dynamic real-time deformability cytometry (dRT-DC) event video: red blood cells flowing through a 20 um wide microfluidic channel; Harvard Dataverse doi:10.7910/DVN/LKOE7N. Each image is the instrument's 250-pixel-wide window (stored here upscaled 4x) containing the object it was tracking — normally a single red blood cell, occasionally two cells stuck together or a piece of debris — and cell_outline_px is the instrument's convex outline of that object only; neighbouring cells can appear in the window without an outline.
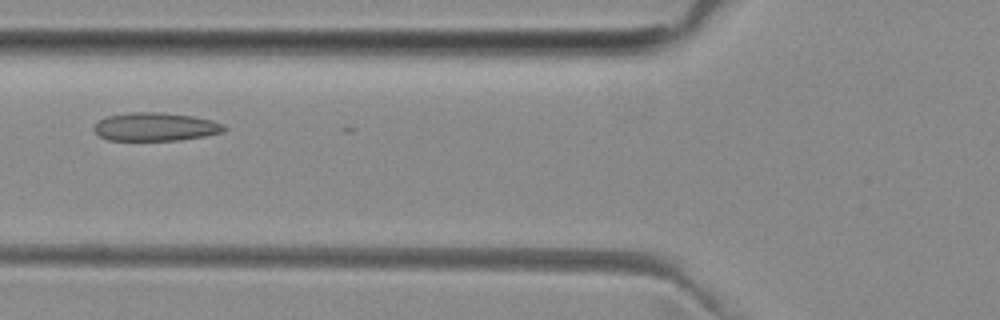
{"species": "common noctule bat (a hibernating species)", "species_latin": "Nyctalus noctula", "temperature_condition": "room temperature", "stored_images_in_passage": 15, "camera_frame_rate_fps": 3000, "um_per_image_px": 0.085, "animal": {"sex": "female", "body_mass_g": 29.2, "forearm_length_mm": 56.3}, "frame": {"image": 1, "passage_image": 10, "time_ms": 3.0, "image_size_px": [1000, 320], "cell_outline_px": [[228, 128], [224, 132], [204, 136], [180, 140], [108, 140], [100, 136], [92, 128], [100, 120], [108, 116], [132, 112], [160, 112], [192, 116], [212, 120], [224, 124]], "centroid_in_image_um": [13.25, 10.78], "position_along_channel_um": 112.5, "area_um2": 21.44}}
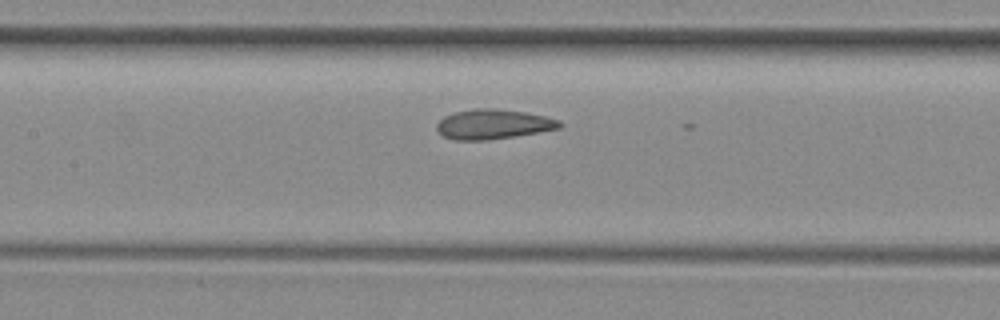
{"frame": {"image": 2, "passage_image": 14, "time_ms": 4.333, "image_size_px": [1000, 320], "cell_outline_px": [[564, 124], [560, 128], [488, 140], [456, 140], [444, 136], [436, 128], [436, 124], [444, 116], [452, 112], [472, 108], [496, 108], [524, 112], [544, 116], [560, 120]], "centroid_in_image_um": [41.9, 10.54], "position_along_channel_um": 165.5, "area_um2": 21.27}}